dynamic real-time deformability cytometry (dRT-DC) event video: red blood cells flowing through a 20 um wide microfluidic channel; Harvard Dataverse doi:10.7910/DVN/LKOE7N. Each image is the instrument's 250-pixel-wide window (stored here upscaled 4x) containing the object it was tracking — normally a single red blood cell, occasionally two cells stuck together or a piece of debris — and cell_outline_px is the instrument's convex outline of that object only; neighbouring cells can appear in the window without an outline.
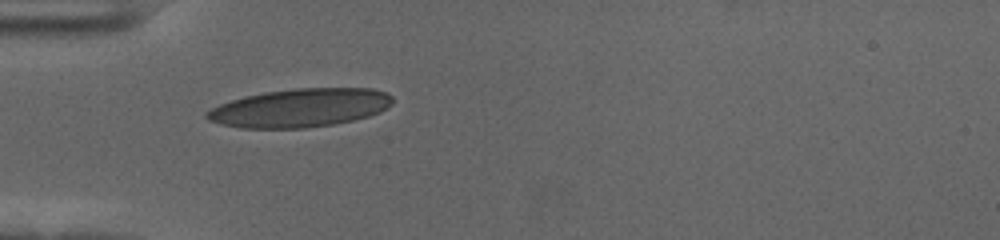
{"species": "human", "species_latin": "Homo sapiens", "temperature_condition": "cold", "stored_images_in_passage": 5, "camera_frame_rate_fps": 3000, "um_per_image_px": 0.085, "donor": {"sex": "female"}, "frame": {"image": 1, "passage_image": 1, "time_ms": 0.0, "image_size_px": [1000, 240], "cell_outline_px": [[392, 104], [388, 108], [380, 112], [368, 116], [352, 120], [332, 124], [304, 128], [240, 128], [220, 124], [208, 120], [204, 116], [204, 112], [220, 104], [244, 96], [264, 92], [296, 88], [372, 88], [384, 92], [392, 96]], "centroid_in_image_um": [25.48, 9.17], "position_along_channel_um": 59.5, "area_um2": 41.67}}
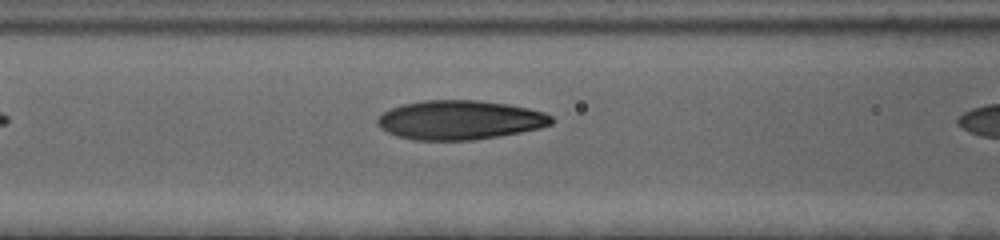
{"frame": {"image": 2, "passage_image": 3, "time_ms": 0.667, "image_size_px": [1000, 240], "cell_outline_px": [[556, 120], [552, 124], [540, 128], [520, 132], [472, 140], [416, 140], [396, 136], [380, 128], [376, 124], [376, 120], [384, 112], [392, 108], [404, 104], [424, 100], [476, 100], [508, 104], [528, 108], [544, 112], [552, 116]], "centroid_in_image_um": [39.1, 10.2], "position_along_channel_um": 127.5, "area_um2": 39.71}}